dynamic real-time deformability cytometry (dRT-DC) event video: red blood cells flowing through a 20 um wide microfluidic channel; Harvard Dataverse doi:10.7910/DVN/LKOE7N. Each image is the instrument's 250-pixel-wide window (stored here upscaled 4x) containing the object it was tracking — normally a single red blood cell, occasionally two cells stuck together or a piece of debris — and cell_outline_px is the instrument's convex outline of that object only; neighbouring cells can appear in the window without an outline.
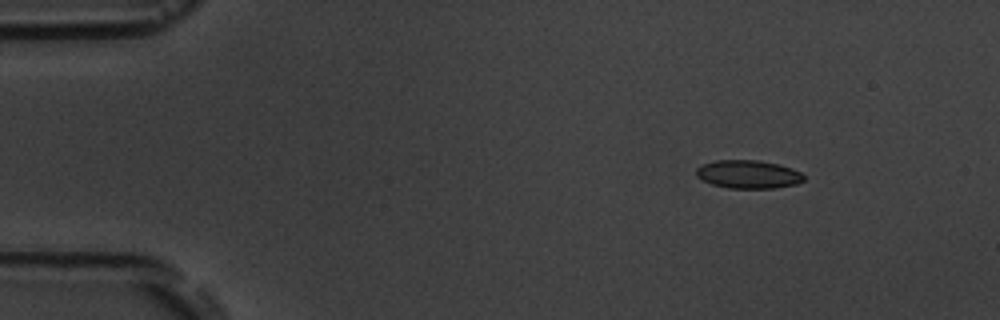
{"species": "common noctule bat (a hibernating species)", "species_latin": "Nyctalus noctula", "temperature_condition": "room temperature", "stored_images_in_passage": 8, "camera_frame_rate_fps": 3000, "um_per_image_px": 0.085, "animal": {"sex": "male", "body_mass_g": 19.5, "forearm_length_mm": 54.6}, "frame": {"image": 1, "passage_image": 3, "time_ms": 2.333, "image_size_px": [1000, 320], "cell_outline_px": [[804, 180], [796, 184], [776, 188], [728, 188], [712, 184], [696, 176], [696, 168], [704, 164], [716, 160], [756, 160], [776, 164], [792, 168], [800, 172], [804, 176]], "centroid_in_image_um": [63.6, 14.82], "position_along_channel_um": 21.4, "area_um2": 17.57}}
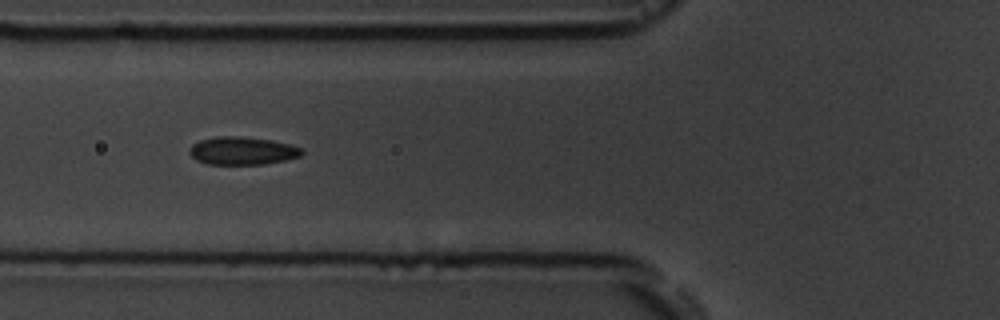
{"frame": {"image": 2, "passage_image": 7, "time_ms": 7.0, "image_size_px": [1000, 320], "cell_outline_px": [[304, 152], [300, 156], [284, 160], [264, 164], [208, 164], [196, 160], [188, 152], [188, 148], [192, 144], [200, 140], [216, 136], [240, 136], [272, 140], [304, 148]], "centroid_in_image_um": [20.58, 12.81], "position_along_channel_um": 105.2, "area_um2": 18.38}}
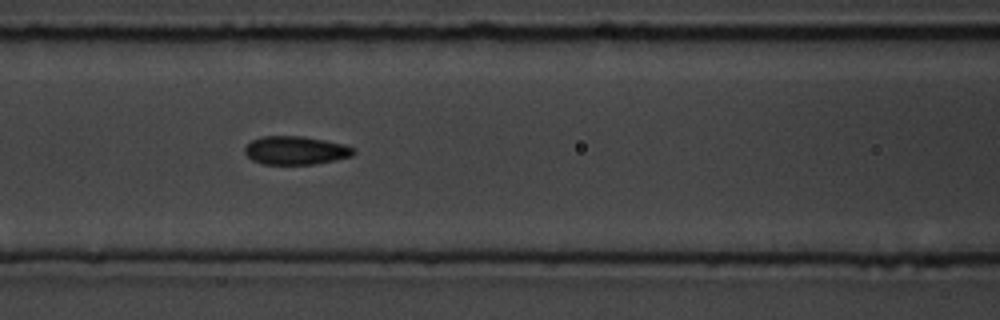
{"frame": {"image": 3, "passage_image": 8, "time_ms": 8.0, "image_size_px": [1000, 320], "cell_outline_px": [[356, 152], [352, 156], [336, 160], [312, 164], [264, 164], [252, 160], [244, 152], [244, 148], [252, 140], [260, 136], [304, 136], [344, 144], [356, 148]], "centroid_in_image_um": [25.15, 12.78], "position_along_channel_um": 141.4, "area_um2": 18.09}}